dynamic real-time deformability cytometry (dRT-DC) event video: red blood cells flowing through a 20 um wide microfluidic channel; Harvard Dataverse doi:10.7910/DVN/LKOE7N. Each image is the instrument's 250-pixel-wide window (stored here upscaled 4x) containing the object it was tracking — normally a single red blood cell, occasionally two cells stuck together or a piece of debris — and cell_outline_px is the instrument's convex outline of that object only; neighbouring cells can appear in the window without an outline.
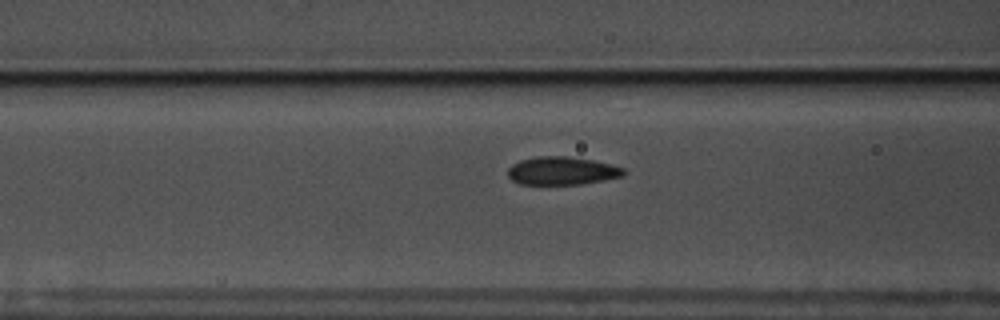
{"species": "common noctule bat (a hibernating species)", "species_latin": "Nyctalus noctula", "temperature_condition": "warm", "stored_images_in_passage": 37, "camera_frame_rate_fps": 3000, "um_per_image_px": 0.085, "animal": {"sex": "male", "body_mass_g": 17.5, "forearm_length_mm": 52.3}, "frame": {"image": 1, "passage_image": 17, "time_ms": 5.333, "image_size_px": [1000, 320], "cell_outline_px": [[628, 172], [624, 176], [604, 180], [580, 184], [520, 184], [512, 180], [508, 176], [508, 168], [512, 164], [520, 160], [536, 156], [568, 156], [592, 160], [612, 164], [624, 168]], "centroid_in_image_um": [47.79, 14.51], "position_along_channel_um": 118.8, "area_um2": 19.13}}
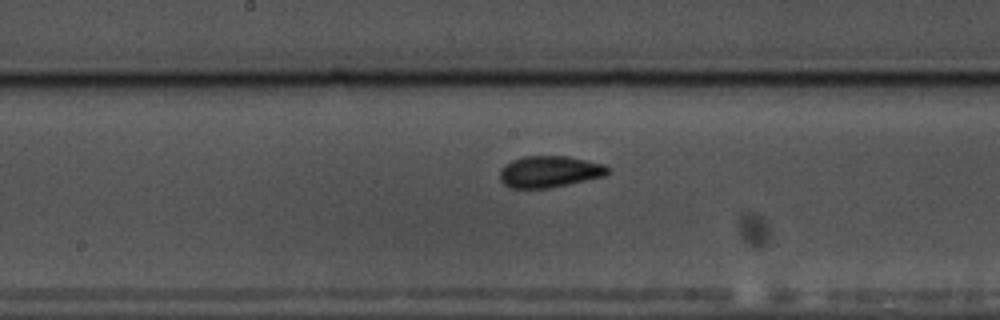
{"frame": {"image": 2, "passage_image": 24, "time_ms": 7.667, "image_size_px": [1000, 320], "cell_outline_px": [[612, 172], [604, 176], [568, 184], [548, 188], [508, 188], [500, 180], [500, 172], [504, 164], [512, 160], [524, 156], [568, 156], [604, 164], [612, 168]], "centroid_in_image_um": [46.73, 14.58], "position_along_channel_um": 201.5, "area_um2": 20.0}}
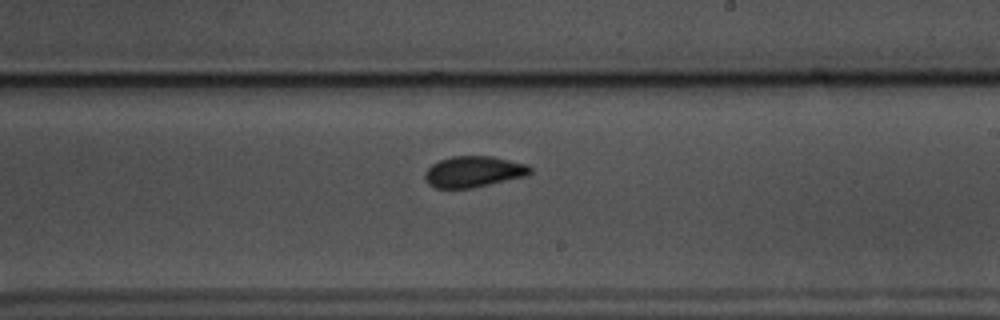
{"frame": {"image": 3, "passage_image": 28, "time_ms": 9.0, "image_size_px": [1000, 320], "cell_outline_px": [[532, 172], [528, 176], [472, 188], [436, 188], [428, 184], [424, 180], [424, 172], [432, 164], [440, 160], [452, 156], [492, 156], [528, 164], [532, 168]], "centroid_in_image_um": [40.27, 14.59], "position_along_channel_um": 248.7, "area_um2": 19.31}}